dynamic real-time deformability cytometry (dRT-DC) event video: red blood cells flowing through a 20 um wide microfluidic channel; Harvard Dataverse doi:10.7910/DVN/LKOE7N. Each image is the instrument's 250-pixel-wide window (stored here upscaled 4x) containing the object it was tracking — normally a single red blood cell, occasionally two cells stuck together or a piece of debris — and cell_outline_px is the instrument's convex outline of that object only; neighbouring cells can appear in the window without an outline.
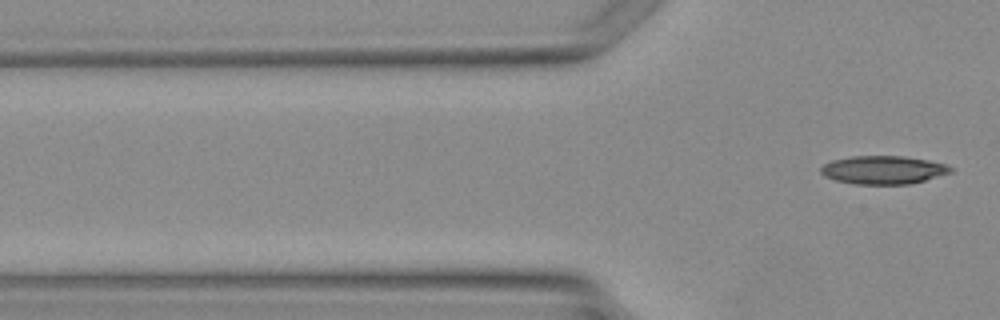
{"species": "Egyptian fruit bat (a non-hibernating species)", "species_latin": "Rousettus aegyptiacus", "temperature_condition": "warm", "stored_images_in_passage": 4, "segment_of_instrument_passage": [2, 2], "camera_frame_rate_fps": 3000, "um_per_image_px": 0.085, "animal": {"sex": "female"}, "frame": {"image": 1, "passage_image": 4, "time_ms": 4.333, "image_size_px": [1000, 320], "cell_outline_px": [[952, 172], [912, 184], [856, 184], [836, 180], [824, 176], [820, 172], [820, 168], [824, 164], [832, 160], [852, 156], [904, 156], [928, 160], [944, 164], [952, 168]], "centroid_in_image_um": [75.07, 14.44], "position_along_channel_um": 50.7, "area_um2": 21.33}}